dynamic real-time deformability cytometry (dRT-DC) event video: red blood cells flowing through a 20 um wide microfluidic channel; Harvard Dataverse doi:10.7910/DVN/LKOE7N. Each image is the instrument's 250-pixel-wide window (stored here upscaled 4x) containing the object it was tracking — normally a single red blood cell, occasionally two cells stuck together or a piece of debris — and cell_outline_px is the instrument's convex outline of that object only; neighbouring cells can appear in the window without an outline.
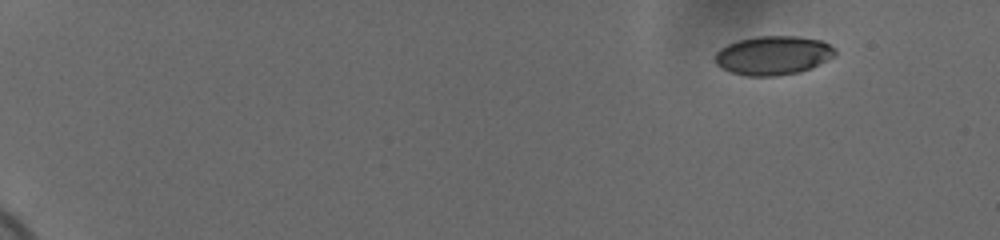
{"species": "human", "species_latin": "Homo sapiens", "temperature_condition": "cold", "stored_images_in_passage": 53, "camera_frame_rate_fps": 3000, "um_per_image_px": 0.085, "donor": {"sex": "female"}, "frame": {"image": 1, "passage_image": 1, "time_ms": 0.0, "image_size_px": [1000, 240], "cell_outline_px": [[836, 56], [812, 68], [800, 72], [776, 76], [748, 76], [732, 72], [720, 68], [716, 64], [716, 52], [720, 48], [736, 40], [756, 36], [796, 36], [820, 40], [836, 48]], "centroid_in_image_um": [65.73, 4.71], "position_along_channel_um": 19.3, "area_um2": 27.46}}
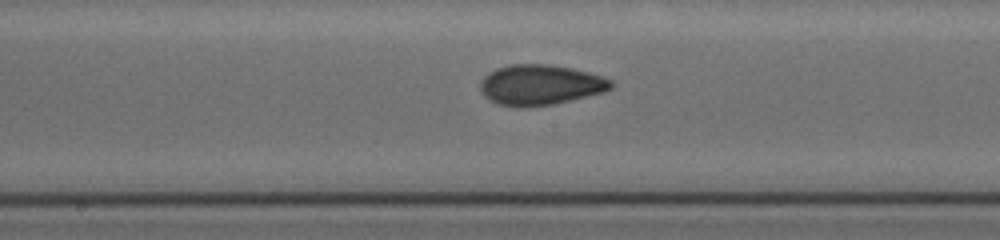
{"frame": {"image": 2, "passage_image": 29, "time_ms": 9.333, "image_size_px": [1000, 240], "cell_outline_px": [[612, 88], [604, 92], [552, 104], [524, 108], [516, 108], [496, 104], [484, 96], [480, 92], [480, 80], [488, 72], [496, 68], [512, 64], [548, 64], [572, 68], [588, 72], [612, 80]], "centroid_in_image_um": [45.87, 7.22], "position_along_channel_um": 202.3, "area_um2": 30.98}}
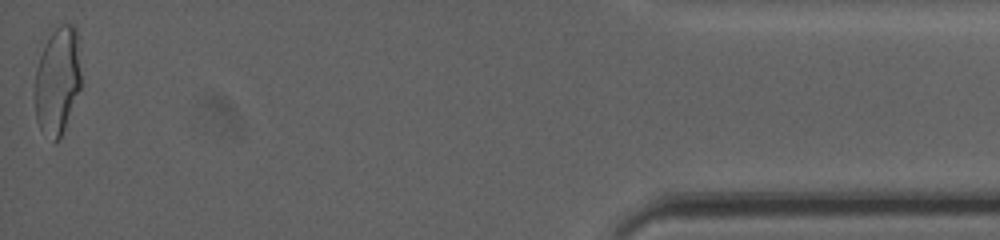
{"frame": {"image": 3, "passage_image": 53, "time_ms": 17.333, "image_size_px": [1000, 240], "cell_outline_px": [[80, 88], [64, 128], [60, 136], [56, 140], [40, 128], [36, 120], [36, 68], [48, 28], [60, 24], [72, 24], [76, 28], [80, 72]], "centroid_in_image_um": [4.87, 6.71], "position_along_channel_um": 430.3, "area_um2": 28.67}, "authors_computed_cell_mechanics": {"area_um2": 29.0156, "velocity_mm_per_s": 3.7106, "shape_relaxation_time_tau1_ms": 3.6019, "shape_relaxation_time_tau2_ms": 1.9176, "deformation_change_tau1": 0.1458, "deformation_change_tau2": 0.0714}}